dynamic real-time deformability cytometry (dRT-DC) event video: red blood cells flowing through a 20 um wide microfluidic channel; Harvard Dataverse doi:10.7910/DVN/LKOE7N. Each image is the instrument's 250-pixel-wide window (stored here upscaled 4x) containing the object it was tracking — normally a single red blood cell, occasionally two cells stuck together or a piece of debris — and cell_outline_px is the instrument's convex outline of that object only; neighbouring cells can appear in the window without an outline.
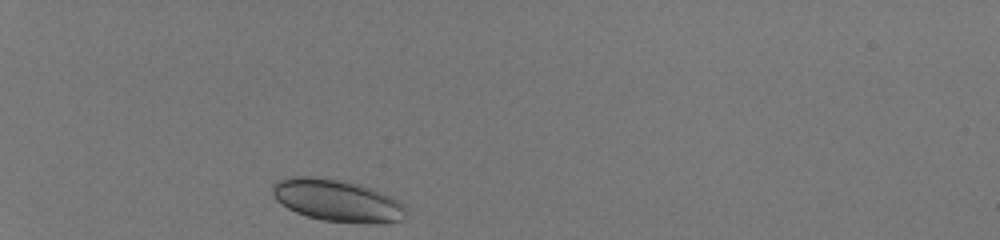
{"species": "human", "species_latin": "Homo sapiens", "temperature_condition": "room temperature", "stored_images_in_passage": 35, "camera_frame_rate_fps": 3000, "um_per_image_px": 0.085, "donor": {"sex": "male"}, "frame": {"image": 1, "passage_image": 1, "time_ms": 0.0, "image_size_px": [1000, 240], "cell_outline_px": [[404, 216], [400, 220], [320, 220], [296, 212], [288, 208], [276, 200], [272, 192], [272, 184], [288, 176], [308, 176], [340, 180], [360, 184], [384, 192], [404, 204]], "centroid_in_image_um": [28.56, 16.97], "position_along_channel_um": 56.4, "area_um2": 31.5}}
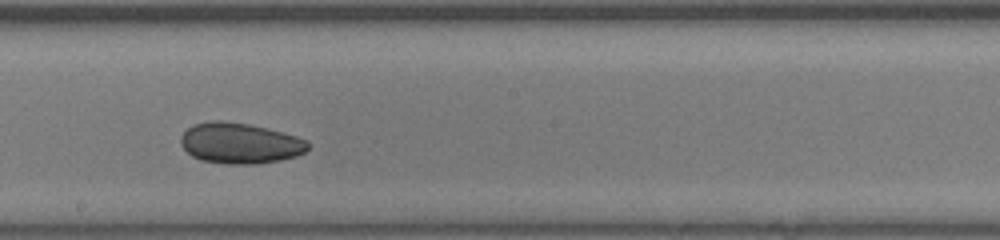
{"frame": {"image": 2, "passage_image": 17, "time_ms": 5.333, "image_size_px": [1000, 240], "cell_outline_px": [[308, 148], [304, 152], [296, 156], [280, 160], [256, 164], [228, 164], [200, 160], [192, 156], [180, 144], [180, 136], [192, 124], [208, 120], [224, 120], [248, 124], [296, 136], [308, 140]], "centroid_in_image_um": [20.35, 12.17], "position_along_channel_um": 227.8, "area_um2": 30.23}}
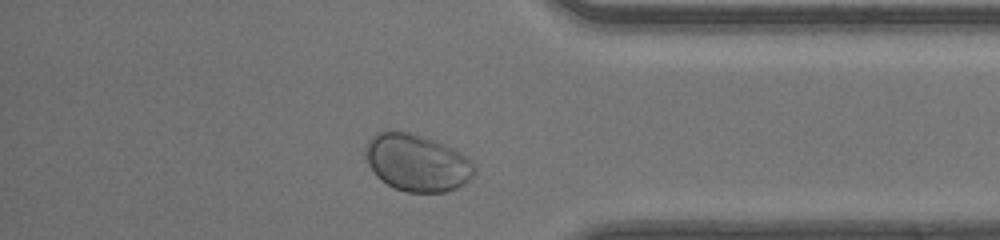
{"frame": {"image": 3, "passage_image": 30, "time_ms": 9.667, "image_size_px": [1000, 240], "cell_outline_px": [[476, 172], [472, 180], [456, 188], [444, 192], [408, 192], [396, 188], [380, 180], [376, 176], [368, 164], [364, 156], [364, 144], [376, 132], [408, 132], [432, 140], [468, 156], [472, 160], [476, 168]], "centroid_in_image_um": [35.44, 13.85], "position_along_channel_um": 399.8, "area_um2": 36.24}, "authors_computed_cell_mechanics": {"area_um2": 30.6918, "velocity_mm_per_s": 4.0874, "shape_relaxation_time_tau1_ms": 3.547, "shape_relaxation_time_tau2_ms": 0.7879, "deformation_change_tau1": 0.0399, "deformation_change_tau2": 0.0204}}